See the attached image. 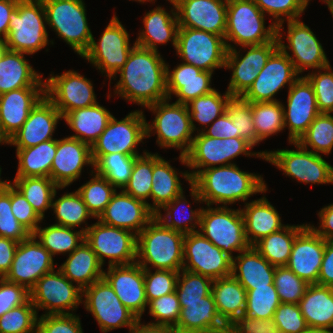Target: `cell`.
I'll return each instance as SVG.
<instances>
[{
	"mask_svg": "<svg viewBox=\"0 0 333 333\" xmlns=\"http://www.w3.org/2000/svg\"><path fill=\"white\" fill-rule=\"evenodd\" d=\"M56 193L57 189L54 192L51 205L55 213L56 225L78 228L89 217L94 218L77 190L72 193H66L54 201Z\"/></svg>",
	"mask_w": 333,
	"mask_h": 333,
	"instance_id": "681fc988",
	"label": "cell"
},
{
	"mask_svg": "<svg viewBox=\"0 0 333 333\" xmlns=\"http://www.w3.org/2000/svg\"><path fill=\"white\" fill-rule=\"evenodd\" d=\"M113 115L105 107L96 103L92 106L72 110L62 119L76 133L69 137L93 146L105 130Z\"/></svg>",
	"mask_w": 333,
	"mask_h": 333,
	"instance_id": "8d00e7d4",
	"label": "cell"
},
{
	"mask_svg": "<svg viewBox=\"0 0 333 333\" xmlns=\"http://www.w3.org/2000/svg\"><path fill=\"white\" fill-rule=\"evenodd\" d=\"M327 4L329 10H333V0H321Z\"/></svg>",
	"mask_w": 333,
	"mask_h": 333,
	"instance_id": "67dfc351",
	"label": "cell"
},
{
	"mask_svg": "<svg viewBox=\"0 0 333 333\" xmlns=\"http://www.w3.org/2000/svg\"><path fill=\"white\" fill-rule=\"evenodd\" d=\"M187 200L184 196V191L175 197L170 203L165 204L161 209H163L166 213L165 216L161 214V210H159L155 214V218L158 219L165 227H168L174 231L181 232L183 234H189L192 232H197L198 229H196V226H200V217L203 207L195 210H190V205L187 204ZM183 205H186V207H183ZM182 206V207H180ZM188 206V207H187ZM178 207L180 208V212L184 210L189 211V216L186 215L185 217L178 216ZM182 209V211H181ZM179 211V210H178ZM183 213V212H182ZM173 215V216H172ZM182 216V214H181ZM184 216V215H183ZM190 224V225H189ZM196 229V230H195Z\"/></svg>",
	"mask_w": 333,
	"mask_h": 333,
	"instance_id": "c3c4849f",
	"label": "cell"
},
{
	"mask_svg": "<svg viewBox=\"0 0 333 333\" xmlns=\"http://www.w3.org/2000/svg\"><path fill=\"white\" fill-rule=\"evenodd\" d=\"M57 150V139L36 146L16 148L18 169L15 177H50L51 166Z\"/></svg>",
	"mask_w": 333,
	"mask_h": 333,
	"instance_id": "b9f144b4",
	"label": "cell"
},
{
	"mask_svg": "<svg viewBox=\"0 0 333 333\" xmlns=\"http://www.w3.org/2000/svg\"><path fill=\"white\" fill-rule=\"evenodd\" d=\"M1 169H2V168L0 167V176H1ZM5 182H6V181H4V180L2 181V180H1V177H0V188L4 185Z\"/></svg>",
	"mask_w": 333,
	"mask_h": 333,
	"instance_id": "603ad722",
	"label": "cell"
},
{
	"mask_svg": "<svg viewBox=\"0 0 333 333\" xmlns=\"http://www.w3.org/2000/svg\"><path fill=\"white\" fill-rule=\"evenodd\" d=\"M317 284L333 287V240H325L324 254Z\"/></svg>",
	"mask_w": 333,
	"mask_h": 333,
	"instance_id": "34e18365",
	"label": "cell"
},
{
	"mask_svg": "<svg viewBox=\"0 0 333 333\" xmlns=\"http://www.w3.org/2000/svg\"><path fill=\"white\" fill-rule=\"evenodd\" d=\"M47 25L81 57L93 34L88 26L83 0H42Z\"/></svg>",
	"mask_w": 333,
	"mask_h": 333,
	"instance_id": "ba28073f",
	"label": "cell"
},
{
	"mask_svg": "<svg viewBox=\"0 0 333 333\" xmlns=\"http://www.w3.org/2000/svg\"><path fill=\"white\" fill-rule=\"evenodd\" d=\"M273 283L280 302L292 304L299 303L309 285L286 266L275 268Z\"/></svg>",
	"mask_w": 333,
	"mask_h": 333,
	"instance_id": "91938a15",
	"label": "cell"
},
{
	"mask_svg": "<svg viewBox=\"0 0 333 333\" xmlns=\"http://www.w3.org/2000/svg\"><path fill=\"white\" fill-rule=\"evenodd\" d=\"M11 210L15 218L32 234L42 219L23 194L11 183Z\"/></svg>",
	"mask_w": 333,
	"mask_h": 333,
	"instance_id": "89a4df30",
	"label": "cell"
},
{
	"mask_svg": "<svg viewBox=\"0 0 333 333\" xmlns=\"http://www.w3.org/2000/svg\"><path fill=\"white\" fill-rule=\"evenodd\" d=\"M199 232L231 258L233 251L240 253L251 246L246 239L241 209L207 205L201 212Z\"/></svg>",
	"mask_w": 333,
	"mask_h": 333,
	"instance_id": "9c48e42d",
	"label": "cell"
},
{
	"mask_svg": "<svg viewBox=\"0 0 333 333\" xmlns=\"http://www.w3.org/2000/svg\"><path fill=\"white\" fill-rule=\"evenodd\" d=\"M36 240L31 234L19 242L10 270L4 277L6 281L22 285L28 291L43 275L55 268L51 254Z\"/></svg>",
	"mask_w": 333,
	"mask_h": 333,
	"instance_id": "44dd1931",
	"label": "cell"
},
{
	"mask_svg": "<svg viewBox=\"0 0 333 333\" xmlns=\"http://www.w3.org/2000/svg\"><path fill=\"white\" fill-rule=\"evenodd\" d=\"M299 77L292 61L278 47L241 98L251 103L278 101L274 95L285 85L290 88Z\"/></svg>",
	"mask_w": 333,
	"mask_h": 333,
	"instance_id": "d6986e66",
	"label": "cell"
},
{
	"mask_svg": "<svg viewBox=\"0 0 333 333\" xmlns=\"http://www.w3.org/2000/svg\"><path fill=\"white\" fill-rule=\"evenodd\" d=\"M45 96L54 104L62 117L72 110L98 103L90 79L74 70L56 76L50 74V77L45 79Z\"/></svg>",
	"mask_w": 333,
	"mask_h": 333,
	"instance_id": "ffe728a7",
	"label": "cell"
},
{
	"mask_svg": "<svg viewBox=\"0 0 333 333\" xmlns=\"http://www.w3.org/2000/svg\"><path fill=\"white\" fill-rule=\"evenodd\" d=\"M182 269L215 280L232 275V258L199 231L192 232L184 237Z\"/></svg>",
	"mask_w": 333,
	"mask_h": 333,
	"instance_id": "ac0fdd59",
	"label": "cell"
},
{
	"mask_svg": "<svg viewBox=\"0 0 333 333\" xmlns=\"http://www.w3.org/2000/svg\"><path fill=\"white\" fill-rule=\"evenodd\" d=\"M31 233L15 218L11 210V182L6 180L0 188V237L17 242L26 240Z\"/></svg>",
	"mask_w": 333,
	"mask_h": 333,
	"instance_id": "680465c9",
	"label": "cell"
},
{
	"mask_svg": "<svg viewBox=\"0 0 333 333\" xmlns=\"http://www.w3.org/2000/svg\"><path fill=\"white\" fill-rule=\"evenodd\" d=\"M178 275V271L156 269L152 273L150 267L144 268V287L148 303L176 291Z\"/></svg>",
	"mask_w": 333,
	"mask_h": 333,
	"instance_id": "be15d7a7",
	"label": "cell"
},
{
	"mask_svg": "<svg viewBox=\"0 0 333 333\" xmlns=\"http://www.w3.org/2000/svg\"><path fill=\"white\" fill-rule=\"evenodd\" d=\"M19 0H0V39H4L8 35L10 14L17 7Z\"/></svg>",
	"mask_w": 333,
	"mask_h": 333,
	"instance_id": "b9fcfbb0",
	"label": "cell"
},
{
	"mask_svg": "<svg viewBox=\"0 0 333 333\" xmlns=\"http://www.w3.org/2000/svg\"><path fill=\"white\" fill-rule=\"evenodd\" d=\"M32 235L44 248L48 250L51 256L61 253L71 254L82 242L85 241V232L74 230L72 227L49 225L41 228L38 226ZM80 242V243H78Z\"/></svg>",
	"mask_w": 333,
	"mask_h": 333,
	"instance_id": "ee69618b",
	"label": "cell"
},
{
	"mask_svg": "<svg viewBox=\"0 0 333 333\" xmlns=\"http://www.w3.org/2000/svg\"><path fill=\"white\" fill-rule=\"evenodd\" d=\"M12 184L43 220L45 211L52 205L55 190L59 189L55 182L50 177H15Z\"/></svg>",
	"mask_w": 333,
	"mask_h": 333,
	"instance_id": "f6af8a7d",
	"label": "cell"
},
{
	"mask_svg": "<svg viewBox=\"0 0 333 333\" xmlns=\"http://www.w3.org/2000/svg\"><path fill=\"white\" fill-rule=\"evenodd\" d=\"M190 187L195 203L204 202L209 206L220 203L225 207L267 191L261 175L244 172L236 164L202 169Z\"/></svg>",
	"mask_w": 333,
	"mask_h": 333,
	"instance_id": "7a4b0ae2",
	"label": "cell"
},
{
	"mask_svg": "<svg viewBox=\"0 0 333 333\" xmlns=\"http://www.w3.org/2000/svg\"><path fill=\"white\" fill-rule=\"evenodd\" d=\"M137 157L121 153L92 155L94 172L105 177L115 188L123 189L130 179Z\"/></svg>",
	"mask_w": 333,
	"mask_h": 333,
	"instance_id": "7dc6e473",
	"label": "cell"
},
{
	"mask_svg": "<svg viewBox=\"0 0 333 333\" xmlns=\"http://www.w3.org/2000/svg\"><path fill=\"white\" fill-rule=\"evenodd\" d=\"M257 139L261 142L284 130V105L280 101L251 103Z\"/></svg>",
	"mask_w": 333,
	"mask_h": 333,
	"instance_id": "f907efd6",
	"label": "cell"
},
{
	"mask_svg": "<svg viewBox=\"0 0 333 333\" xmlns=\"http://www.w3.org/2000/svg\"><path fill=\"white\" fill-rule=\"evenodd\" d=\"M273 320L281 333H302L308 328L298 304L280 303Z\"/></svg>",
	"mask_w": 333,
	"mask_h": 333,
	"instance_id": "a7ac6f4b",
	"label": "cell"
},
{
	"mask_svg": "<svg viewBox=\"0 0 333 333\" xmlns=\"http://www.w3.org/2000/svg\"><path fill=\"white\" fill-rule=\"evenodd\" d=\"M297 142L305 149L309 150L310 147L309 151L315 154L329 155L333 149V116L331 113H319Z\"/></svg>",
	"mask_w": 333,
	"mask_h": 333,
	"instance_id": "816d5d0a",
	"label": "cell"
},
{
	"mask_svg": "<svg viewBox=\"0 0 333 333\" xmlns=\"http://www.w3.org/2000/svg\"><path fill=\"white\" fill-rule=\"evenodd\" d=\"M321 70L325 71L322 72ZM317 72V73H316ZM304 75L312 84L320 113H333V70L331 65Z\"/></svg>",
	"mask_w": 333,
	"mask_h": 333,
	"instance_id": "e7e4bbea",
	"label": "cell"
},
{
	"mask_svg": "<svg viewBox=\"0 0 333 333\" xmlns=\"http://www.w3.org/2000/svg\"><path fill=\"white\" fill-rule=\"evenodd\" d=\"M173 7L174 9L170 11L172 15L161 6L145 14L143 18L144 29L135 41L137 46L157 51V45H164L171 41L176 49L179 23L175 4Z\"/></svg>",
	"mask_w": 333,
	"mask_h": 333,
	"instance_id": "d6a6232c",
	"label": "cell"
},
{
	"mask_svg": "<svg viewBox=\"0 0 333 333\" xmlns=\"http://www.w3.org/2000/svg\"><path fill=\"white\" fill-rule=\"evenodd\" d=\"M154 0H151L153 2ZM156 1V0H155ZM172 5L176 4L179 0H168Z\"/></svg>",
	"mask_w": 333,
	"mask_h": 333,
	"instance_id": "5803f987",
	"label": "cell"
},
{
	"mask_svg": "<svg viewBox=\"0 0 333 333\" xmlns=\"http://www.w3.org/2000/svg\"><path fill=\"white\" fill-rule=\"evenodd\" d=\"M265 14L254 0H228L225 44L227 50L234 45H263L277 37V26L272 22L266 29ZM228 41V42H227Z\"/></svg>",
	"mask_w": 333,
	"mask_h": 333,
	"instance_id": "8992f818",
	"label": "cell"
},
{
	"mask_svg": "<svg viewBox=\"0 0 333 333\" xmlns=\"http://www.w3.org/2000/svg\"><path fill=\"white\" fill-rule=\"evenodd\" d=\"M302 333H333V331L328 330V329H320V328H307L304 332Z\"/></svg>",
	"mask_w": 333,
	"mask_h": 333,
	"instance_id": "deb4b68c",
	"label": "cell"
},
{
	"mask_svg": "<svg viewBox=\"0 0 333 333\" xmlns=\"http://www.w3.org/2000/svg\"><path fill=\"white\" fill-rule=\"evenodd\" d=\"M18 244L13 239L0 237V278H4L10 270Z\"/></svg>",
	"mask_w": 333,
	"mask_h": 333,
	"instance_id": "11e5206c",
	"label": "cell"
},
{
	"mask_svg": "<svg viewBox=\"0 0 333 333\" xmlns=\"http://www.w3.org/2000/svg\"><path fill=\"white\" fill-rule=\"evenodd\" d=\"M298 306L309 328L332 330L333 295L331 287L309 284Z\"/></svg>",
	"mask_w": 333,
	"mask_h": 333,
	"instance_id": "74e56055",
	"label": "cell"
},
{
	"mask_svg": "<svg viewBox=\"0 0 333 333\" xmlns=\"http://www.w3.org/2000/svg\"><path fill=\"white\" fill-rule=\"evenodd\" d=\"M176 169L159 154H153L152 189L149 208L156 214L165 204L170 203L183 192Z\"/></svg>",
	"mask_w": 333,
	"mask_h": 333,
	"instance_id": "60d3db41",
	"label": "cell"
},
{
	"mask_svg": "<svg viewBox=\"0 0 333 333\" xmlns=\"http://www.w3.org/2000/svg\"><path fill=\"white\" fill-rule=\"evenodd\" d=\"M181 310L173 333H227L212 293L202 302H180Z\"/></svg>",
	"mask_w": 333,
	"mask_h": 333,
	"instance_id": "4dcf8cb0",
	"label": "cell"
},
{
	"mask_svg": "<svg viewBox=\"0 0 333 333\" xmlns=\"http://www.w3.org/2000/svg\"><path fill=\"white\" fill-rule=\"evenodd\" d=\"M93 178L77 189L89 212L95 219L104 212L116 188L103 176L91 171Z\"/></svg>",
	"mask_w": 333,
	"mask_h": 333,
	"instance_id": "f5cc1de1",
	"label": "cell"
},
{
	"mask_svg": "<svg viewBox=\"0 0 333 333\" xmlns=\"http://www.w3.org/2000/svg\"><path fill=\"white\" fill-rule=\"evenodd\" d=\"M139 321L129 333H173L171 329L160 326H153L148 324H141Z\"/></svg>",
	"mask_w": 333,
	"mask_h": 333,
	"instance_id": "09005b40",
	"label": "cell"
},
{
	"mask_svg": "<svg viewBox=\"0 0 333 333\" xmlns=\"http://www.w3.org/2000/svg\"><path fill=\"white\" fill-rule=\"evenodd\" d=\"M9 19L6 49L32 55L49 45L42 0H19Z\"/></svg>",
	"mask_w": 333,
	"mask_h": 333,
	"instance_id": "5b68a950",
	"label": "cell"
},
{
	"mask_svg": "<svg viewBox=\"0 0 333 333\" xmlns=\"http://www.w3.org/2000/svg\"><path fill=\"white\" fill-rule=\"evenodd\" d=\"M154 217L155 213L149 208V203L123 191L117 194L116 191L98 220L138 235Z\"/></svg>",
	"mask_w": 333,
	"mask_h": 333,
	"instance_id": "83f0119b",
	"label": "cell"
},
{
	"mask_svg": "<svg viewBox=\"0 0 333 333\" xmlns=\"http://www.w3.org/2000/svg\"><path fill=\"white\" fill-rule=\"evenodd\" d=\"M146 123V118L141 110L129 113L120 121L113 116L91 147L92 155L121 153L142 156L136 147L146 138Z\"/></svg>",
	"mask_w": 333,
	"mask_h": 333,
	"instance_id": "e0dca14e",
	"label": "cell"
},
{
	"mask_svg": "<svg viewBox=\"0 0 333 333\" xmlns=\"http://www.w3.org/2000/svg\"><path fill=\"white\" fill-rule=\"evenodd\" d=\"M320 226L318 228L308 224L324 240H333V203L322 208L319 213Z\"/></svg>",
	"mask_w": 333,
	"mask_h": 333,
	"instance_id": "2a66077c",
	"label": "cell"
},
{
	"mask_svg": "<svg viewBox=\"0 0 333 333\" xmlns=\"http://www.w3.org/2000/svg\"><path fill=\"white\" fill-rule=\"evenodd\" d=\"M0 144H10V138L8 135L4 132L2 125L0 123Z\"/></svg>",
	"mask_w": 333,
	"mask_h": 333,
	"instance_id": "979ff035",
	"label": "cell"
},
{
	"mask_svg": "<svg viewBox=\"0 0 333 333\" xmlns=\"http://www.w3.org/2000/svg\"><path fill=\"white\" fill-rule=\"evenodd\" d=\"M227 333H281L273 319H256L245 315L236 318L228 327Z\"/></svg>",
	"mask_w": 333,
	"mask_h": 333,
	"instance_id": "8c879c8a",
	"label": "cell"
},
{
	"mask_svg": "<svg viewBox=\"0 0 333 333\" xmlns=\"http://www.w3.org/2000/svg\"><path fill=\"white\" fill-rule=\"evenodd\" d=\"M274 285L255 287L246 291L245 316L256 319H273L275 310L280 305Z\"/></svg>",
	"mask_w": 333,
	"mask_h": 333,
	"instance_id": "11a10c76",
	"label": "cell"
},
{
	"mask_svg": "<svg viewBox=\"0 0 333 333\" xmlns=\"http://www.w3.org/2000/svg\"><path fill=\"white\" fill-rule=\"evenodd\" d=\"M57 270L43 275L29 291L37 312L44 309L46 315L70 314L82 303L83 290Z\"/></svg>",
	"mask_w": 333,
	"mask_h": 333,
	"instance_id": "2e32d148",
	"label": "cell"
},
{
	"mask_svg": "<svg viewBox=\"0 0 333 333\" xmlns=\"http://www.w3.org/2000/svg\"><path fill=\"white\" fill-rule=\"evenodd\" d=\"M5 49V46H4V43H3V40L0 39V56L2 54V51Z\"/></svg>",
	"mask_w": 333,
	"mask_h": 333,
	"instance_id": "b62a3aed",
	"label": "cell"
},
{
	"mask_svg": "<svg viewBox=\"0 0 333 333\" xmlns=\"http://www.w3.org/2000/svg\"><path fill=\"white\" fill-rule=\"evenodd\" d=\"M59 119H62L61 113L44 96L30 111L22 127L12 135L9 145H15L16 148H28L54 139L53 133Z\"/></svg>",
	"mask_w": 333,
	"mask_h": 333,
	"instance_id": "f1b7e54d",
	"label": "cell"
},
{
	"mask_svg": "<svg viewBox=\"0 0 333 333\" xmlns=\"http://www.w3.org/2000/svg\"><path fill=\"white\" fill-rule=\"evenodd\" d=\"M211 293L218 314L227 326L245 314L246 290L233 275L215 279Z\"/></svg>",
	"mask_w": 333,
	"mask_h": 333,
	"instance_id": "ab89813d",
	"label": "cell"
},
{
	"mask_svg": "<svg viewBox=\"0 0 333 333\" xmlns=\"http://www.w3.org/2000/svg\"><path fill=\"white\" fill-rule=\"evenodd\" d=\"M325 240L308 224L297 234L286 267L308 284H317Z\"/></svg>",
	"mask_w": 333,
	"mask_h": 333,
	"instance_id": "4316f807",
	"label": "cell"
},
{
	"mask_svg": "<svg viewBox=\"0 0 333 333\" xmlns=\"http://www.w3.org/2000/svg\"><path fill=\"white\" fill-rule=\"evenodd\" d=\"M68 256L59 269L65 277L72 283H77L82 290L103 278V266L86 241L82 242Z\"/></svg>",
	"mask_w": 333,
	"mask_h": 333,
	"instance_id": "f35d334b",
	"label": "cell"
},
{
	"mask_svg": "<svg viewBox=\"0 0 333 333\" xmlns=\"http://www.w3.org/2000/svg\"><path fill=\"white\" fill-rule=\"evenodd\" d=\"M98 41L97 43L94 37L92 38L90 47L82 58L104 73L111 84V80L116 79L117 72L124 66L136 44L134 42L130 47L129 34L116 15L112 17Z\"/></svg>",
	"mask_w": 333,
	"mask_h": 333,
	"instance_id": "7c38bea8",
	"label": "cell"
},
{
	"mask_svg": "<svg viewBox=\"0 0 333 333\" xmlns=\"http://www.w3.org/2000/svg\"><path fill=\"white\" fill-rule=\"evenodd\" d=\"M283 23L277 25L278 47L292 61L295 70L302 74L306 69H323L330 65L322 44L313 31L299 19L287 21L288 45H285L282 37ZM293 54H289L288 50Z\"/></svg>",
	"mask_w": 333,
	"mask_h": 333,
	"instance_id": "9a60e30c",
	"label": "cell"
},
{
	"mask_svg": "<svg viewBox=\"0 0 333 333\" xmlns=\"http://www.w3.org/2000/svg\"><path fill=\"white\" fill-rule=\"evenodd\" d=\"M29 298L30 292L24 286L0 278V317Z\"/></svg>",
	"mask_w": 333,
	"mask_h": 333,
	"instance_id": "2644e50d",
	"label": "cell"
},
{
	"mask_svg": "<svg viewBox=\"0 0 333 333\" xmlns=\"http://www.w3.org/2000/svg\"><path fill=\"white\" fill-rule=\"evenodd\" d=\"M286 225L279 231L261 238L253 246L273 266H286L297 234L306 226Z\"/></svg>",
	"mask_w": 333,
	"mask_h": 333,
	"instance_id": "7bdbcfd3",
	"label": "cell"
},
{
	"mask_svg": "<svg viewBox=\"0 0 333 333\" xmlns=\"http://www.w3.org/2000/svg\"><path fill=\"white\" fill-rule=\"evenodd\" d=\"M82 300L87 311L97 320L101 332L121 327L133 328L140 319L126 308L107 280L103 277L83 289Z\"/></svg>",
	"mask_w": 333,
	"mask_h": 333,
	"instance_id": "5bb4252c",
	"label": "cell"
},
{
	"mask_svg": "<svg viewBox=\"0 0 333 333\" xmlns=\"http://www.w3.org/2000/svg\"><path fill=\"white\" fill-rule=\"evenodd\" d=\"M208 127H206L202 132L211 138L222 139L240 137L236 132L235 123H233V120L227 111L215 119Z\"/></svg>",
	"mask_w": 333,
	"mask_h": 333,
	"instance_id": "753ad0ef",
	"label": "cell"
},
{
	"mask_svg": "<svg viewBox=\"0 0 333 333\" xmlns=\"http://www.w3.org/2000/svg\"><path fill=\"white\" fill-rule=\"evenodd\" d=\"M103 277L111 285L122 304L141 321L148 301L144 287V268L137 262L129 265L109 266Z\"/></svg>",
	"mask_w": 333,
	"mask_h": 333,
	"instance_id": "d4e9b609",
	"label": "cell"
},
{
	"mask_svg": "<svg viewBox=\"0 0 333 333\" xmlns=\"http://www.w3.org/2000/svg\"><path fill=\"white\" fill-rule=\"evenodd\" d=\"M25 53L4 49L0 56V95L27 87H45V80L37 73Z\"/></svg>",
	"mask_w": 333,
	"mask_h": 333,
	"instance_id": "836d02e7",
	"label": "cell"
},
{
	"mask_svg": "<svg viewBox=\"0 0 333 333\" xmlns=\"http://www.w3.org/2000/svg\"><path fill=\"white\" fill-rule=\"evenodd\" d=\"M166 64V89L168 99L175 95L178 99L175 101L180 104H188L191 100L211 93L215 88L211 87V78L213 72L202 71L194 65L180 63L169 70Z\"/></svg>",
	"mask_w": 333,
	"mask_h": 333,
	"instance_id": "f546056e",
	"label": "cell"
},
{
	"mask_svg": "<svg viewBox=\"0 0 333 333\" xmlns=\"http://www.w3.org/2000/svg\"><path fill=\"white\" fill-rule=\"evenodd\" d=\"M185 234L165 227L155 217L137 235L136 262L143 268L180 271Z\"/></svg>",
	"mask_w": 333,
	"mask_h": 333,
	"instance_id": "277c9868",
	"label": "cell"
},
{
	"mask_svg": "<svg viewBox=\"0 0 333 333\" xmlns=\"http://www.w3.org/2000/svg\"><path fill=\"white\" fill-rule=\"evenodd\" d=\"M37 333H83L79 316L70 314H43L37 320Z\"/></svg>",
	"mask_w": 333,
	"mask_h": 333,
	"instance_id": "003e7915",
	"label": "cell"
},
{
	"mask_svg": "<svg viewBox=\"0 0 333 333\" xmlns=\"http://www.w3.org/2000/svg\"><path fill=\"white\" fill-rule=\"evenodd\" d=\"M244 205L241 212L245 222L246 239L251 246L286 226L282 224L279 213L265 196Z\"/></svg>",
	"mask_w": 333,
	"mask_h": 333,
	"instance_id": "d590c367",
	"label": "cell"
},
{
	"mask_svg": "<svg viewBox=\"0 0 333 333\" xmlns=\"http://www.w3.org/2000/svg\"><path fill=\"white\" fill-rule=\"evenodd\" d=\"M275 268L254 246L232 258V275L246 291L255 287L274 285Z\"/></svg>",
	"mask_w": 333,
	"mask_h": 333,
	"instance_id": "e575fe53",
	"label": "cell"
},
{
	"mask_svg": "<svg viewBox=\"0 0 333 333\" xmlns=\"http://www.w3.org/2000/svg\"><path fill=\"white\" fill-rule=\"evenodd\" d=\"M84 165L94 167L91 146L69 136L57 139L51 179L60 189L79 179Z\"/></svg>",
	"mask_w": 333,
	"mask_h": 333,
	"instance_id": "484cf974",
	"label": "cell"
},
{
	"mask_svg": "<svg viewBox=\"0 0 333 333\" xmlns=\"http://www.w3.org/2000/svg\"><path fill=\"white\" fill-rule=\"evenodd\" d=\"M176 53L183 63L202 71L214 72L224 68L227 47L223 36L211 32L179 27Z\"/></svg>",
	"mask_w": 333,
	"mask_h": 333,
	"instance_id": "8fae6325",
	"label": "cell"
},
{
	"mask_svg": "<svg viewBox=\"0 0 333 333\" xmlns=\"http://www.w3.org/2000/svg\"><path fill=\"white\" fill-rule=\"evenodd\" d=\"M148 308L149 315L155 319V322H150L148 325L166 327L171 330L177 325L181 306L176 291L151 300Z\"/></svg>",
	"mask_w": 333,
	"mask_h": 333,
	"instance_id": "94428289",
	"label": "cell"
},
{
	"mask_svg": "<svg viewBox=\"0 0 333 333\" xmlns=\"http://www.w3.org/2000/svg\"><path fill=\"white\" fill-rule=\"evenodd\" d=\"M254 2L264 14L268 13L274 18L273 23L276 26L285 20L300 19L308 6L304 0H254Z\"/></svg>",
	"mask_w": 333,
	"mask_h": 333,
	"instance_id": "03108f58",
	"label": "cell"
},
{
	"mask_svg": "<svg viewBox=\"0 0 333 333\" xmlns=\"http://www.w3.org/2000/svg\"><path fill=\"white\" fill-rule=\"evenodd\" d=\"M227 3L228 0H179L175 4L179 27L225 37Z\"/></svg>",
	"mask_w": 333,
	"mask_h": 333,
	"instance_id": "cb8c5ba5",
	"label": "cell"
},
{
	"mask_svg": "<svg viewBox=\"0 0 333 333\" xmlns=\"http://www.w3.org/2000/svg\"><path fill=\"white\" fill-rule=\"evenodd\" d=\"M117 73L114 92L123 99L145 108L168 99L166 63L158 50L135 45Z\"/></svg>",
	"mask_w": 333,
	"mask_h": 333,
	"instance_id": "6da1fadb",
	"label": "cell"
},
{
	"mask_svg": "<svg viewBox=\"0 0 333 333\" xmlns=\"http://www.w3.org/2000/svg\"><path fill=\"white\" fill-rule=\"evenodd\" d=\"M85 241L96 253L98 261L105 264V257L109 259V266L129 265L137 259V235L133 232L110 226L99 220L92 226L82 227Z\"/></svg>",
	"mask_w": 333,
	"mask_h": 333,
	"instance_id": "30bf717a",
	"label": "cell"
},
{
	"mask_svg": "<svg viewBox=\"0 0 333 333\" xmlns=\"http://www.w3.org/2000/svg\"><path fill=\"white\" fill-rule=\"evenodd\" d=\"M213 281L210 277L180 270L176 285L179 302H202L211 294Z\"/></svg>",
	"mask_w": 333,
	"mask_h": 333,
	"instance_id": "6f0895ef",
	"label": "cell"
},
{
	"mask_svg": "<svg viewBox=\"0 0 333 333\" xmlns=\"http://www.w3.org/2000/svg\"><path fill=\"white\" fill-rule=\"evenodd\" d=\"M253 147L251 143L241 137L211 138L201 131L194 136L190 150L185 155L180 154L179 156L182 165L185 164L193 169L192 172H181V175L191 184L202 168L235 164L231 163V160L242 154L266 160L269 151L251 152Z\"/></svg>",
	"mask_w": 333,
	"mask_h": 333,
	"instance_id": "3957f363",
	"label": "cell"
},
{
	"mask_svg": "<svg viewBox=\"0 0 333 333\" xmlns=\"http://www.w3.org/2000/svg\"><path fill=\"white\" fill-rule=\"evenodd\" d=\"M44 96L45 87L20 88L0 95V123L9 138L22 127Z\"/></svg>",
	"mask_w": 333,
	"mask_h": 333,
	"instance_id": "1f68e13d",
	"label": "cell"
},
{
	"mask_svg": "<svg viewBox=\"0 0 333 333\" xmlns=\"http://www.w3.org/2000/svg\"><path fill=\"white\" fill-rule=\"evenodd\" d=\"M287 109L284 107V128L288 126V141L297 142L320 113L314 88L304 76L288 88Z\"/></svg>",
	"mask_w": 333,
	"mask_h": 333,
	"instance_id": "603a6c76",
	"label": "cell"
},
{
	"mask_svg": "<svg viewBox=\"0 0 333 333\" xmlns=\"http://www.w3.org/2000/svg\"><path fill=\"white\" fill-rule=\"evenodd\" d=\"M37 314L29 298L0 317V333H37Z\"/></svg>",
	"mask_w": 333,
	"mask_h": 333,
	"instance_id": "9f6ffc18",
	"label": "cell"
},
{
	"mask_svg": "<svg viewBox=\"0 0 333 333\" xmlns=\"http://www.w3.org/2000/svg\"><path fill=\"white\" fill-rule=\"evenodd\" d=\"M249 48L240 56V50L235 47L227 50L225 68L232 70V76L227 91L233 97H241L253 84L270 55L278 48L277 37L263 45L242 46Z\"/></svg>",
	"mask_w": 333,
	"mask_h": 333,
	"instance_id": "7402d4cb",
	"label": "cell"
},
{
	"mask_svg": "<svg viewBox=\"0 0 333 333\" xmlns=\"http://www.w3.org/2000/svg\"><path fill=\"white\" fill-rule=\"evenodd\" d=\"M143 153L135 159L130 179L122 191L148 203L146 199L150 198L152 189L153 154Z\"/></svg>",
	"mask_w": 333,
	"mask_h": 333,
	"instance_id": "db71d44e",
	"label": "cell"
},
{
	"mask_svg": "<svg viewBox=\"0 0 333 333\" xmlns=\"http://www.w3.org/2000/svg\"><path fill=\"white\" fill-rule=\"evenodd\" d=\"M296 150L269 151L266 161L282 170L286 176L305 184H333V166L319 154L303 148L298 142H290Z\"/></svg>",
	"mask_w": 333,
	"mask_h": 333,
	"instance_id": "4fadbf2b",
	"label": "cell"
},
{
	"mask_svg": "<svg viewBox=\"0 0 333 333\" xmlns=\"http://www.w3.org/2000/svg\"><path fill=\"white\" fill-rule=\"evenodd\" d=\"M232 97L228 91H225V94L222 96L215 89L211 93L199 96L186 104L194 132L198 130L197 132L199 133V131L205 130L215 119L226 112L227 104ZM194 121L199 122L204 128L202 130L197 129Z\"/></svg>",
	"mask_w": 333,
	"mask_h": 333,
	"instance_id": "bcb514c9",
	"label": "cell"
},
{
	"mask_svg": "<svg viewBox=\"0 0 333 333\" xmlns=\"http://www.w3.org/2000/svg\"><path fill=\"white\" fill-rule=\"evenodd\" d=\"M226 111L235 123L236 132L241 138L246 139L253 146L260 143L254 128L251 102H246L241 97H232Z\"/></svg>",
	"mask_w": 333,
	"mask_h": 333,
	"instance_id": "6125c7cd",
	"label": "cell"
},
{
	"mask_svg": "<svg viewBox=\"0 0 333 333\" xmlns=\"http://www.w3.org/2000/svg\"><path fill=\"white\" fill-rule=\"evenodd\" d=\"M169 101L166 99L146 107L156 115L151 124L146 123V138L156 133L158 146L180 149V154L185 155L194 138L190 114L187 105Z\"/></svg>",
	"mask_w": 333,
	"mask_h": 333,
	"instance_id": "52a82bcc",
	"label": "cell"
}]
</instances>
